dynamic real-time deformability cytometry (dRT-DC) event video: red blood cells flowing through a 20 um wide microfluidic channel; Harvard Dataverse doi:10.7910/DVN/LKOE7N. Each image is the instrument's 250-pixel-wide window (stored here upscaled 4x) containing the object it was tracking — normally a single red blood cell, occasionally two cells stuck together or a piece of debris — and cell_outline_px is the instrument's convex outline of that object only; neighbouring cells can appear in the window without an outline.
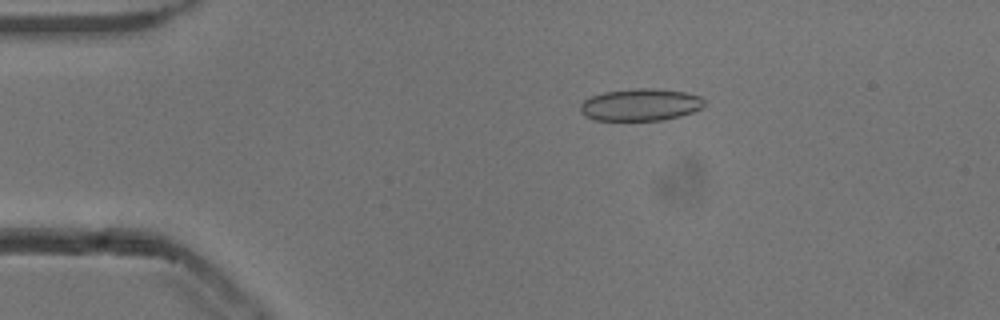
{"species": "common noctule bat (a hibernating species)", "species_latin": "Nyctalus noctula", "temperature_condition": "cold", "stored_images_in_passage": 48, "camera_frame_rate_fps": 3000, "um_per_image_px": 0.085, "animal": {"sex": "male", "body_mass_g": 13.3}, "frame": {"image": 1, "passage_image": 5, "time_ms": 1.333, "image_size_px": [1000, 320], "cell_outline_px": [[704, 104], [700, 108], [692, 112], [660, 120], [596, 120], [580, 112], [580, 104], [584, 100], [592, 96], [604, 92], [684, 92], [700, 96], [704, 100]], "centroid_in_image_um": [54.4, 8.97], "position_along_channel_um": 30.6, "area_um2": 21.5}}
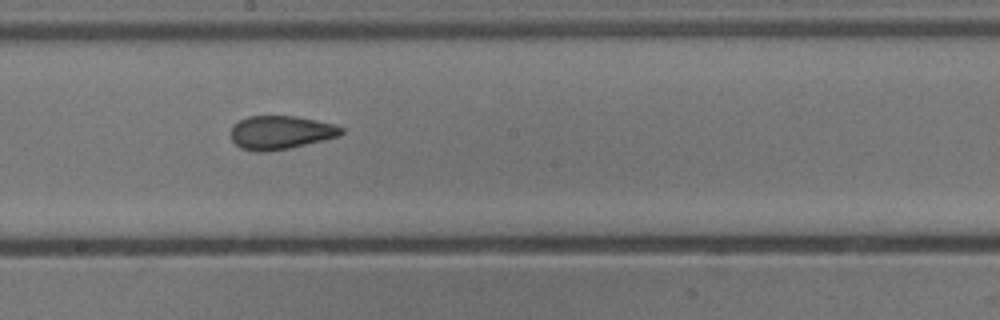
{"frame": {"image": 2, "passage_image": 24, "time_ms": 7.667, "image_size_px": [1000, 320], "cell_outline_px": [[344, 132], [336, 136], [288, 148], [264, 152], [256, 152], [240, 148], [232, 140], [232, 128], [240, 120], [248, 116], [296, 116], [332, 124], [344, 128]], "centroid_in_image_um": [23.82, 11.26], "position_along_channel_um": 224.4, "area_um2": 21.1}}
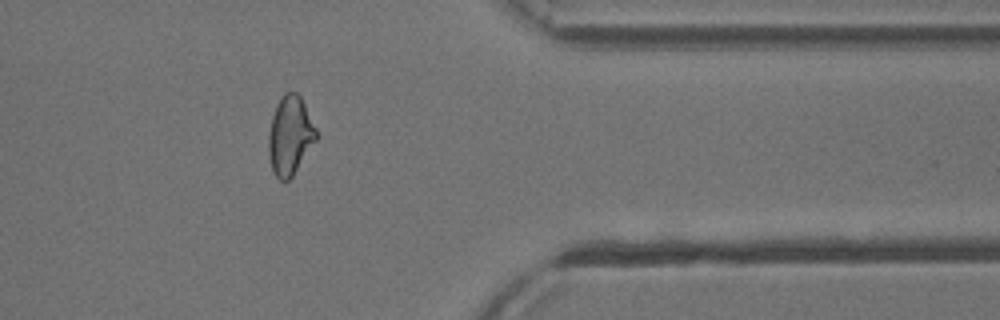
{"frame": {"image": 3, "passage_image": 38, "time_ms": 12.333, "image_size_px": [1000, 320], "cell_outline_px": [[316, 140], [292, 176], [288, 180], [280, 180], [272, 172], [268, 152], [268, 132], [272, 116], [276, 104], [284, 92], [296, 92], [300, 96], [316, 128]], "centroid_in_image_um": [24.62, 11.51], "position_along_channel_um": 386.8, "area_um2": 21.73}, "authors_computed_cell_mechanics": {"area_um2": 22.0218, "velocity_mm_per_s": 3.852, "shape_relaxation_time_tau1_ms": 8.4548, "shape_relaxation_time_tau2_ms": 1.6206, "deformation_change_tau1": 0.1365, "deformation_change_tau2": 0.0645}}